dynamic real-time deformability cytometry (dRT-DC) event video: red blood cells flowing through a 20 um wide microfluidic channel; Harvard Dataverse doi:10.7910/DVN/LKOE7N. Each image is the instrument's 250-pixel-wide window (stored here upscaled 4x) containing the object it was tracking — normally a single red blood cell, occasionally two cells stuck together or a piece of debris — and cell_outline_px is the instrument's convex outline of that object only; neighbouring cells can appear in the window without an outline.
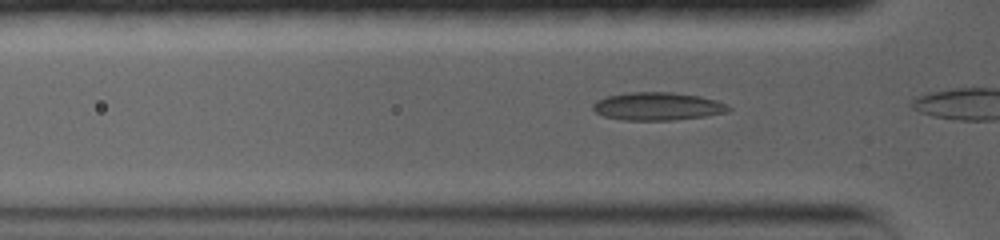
{"species": "common noctule bat (a hibernating species)", "species_latin": "Nyctalus noctula", "temperature_condition": "warm", "stored_images_in_passage": 4, "camera_frame_rate_fps": 5000, "um_per_image_px": 0.085, "animal": {"sex": "female", "body_mass_g": 19.0, "forearm_length_mm": 56.7}, "frame": {"image": 1, "passage_image": 2, "time_ms": 0.4, "image_size_px": [1000, 240], "cell_outline_px": [[732, 108], [728, 112], [704, 116], [672, 120], [624, 120], [604, 116], [596, 112], [592, 108], [592, 104], [596, 100], [608, 96], [628, 92], [672, 92], [700, 96], [716, 100]], "centroid_in_image_um": [55.88, 9.03], "position_along_channel_um": 69.9, "area_um2": 22.02}}